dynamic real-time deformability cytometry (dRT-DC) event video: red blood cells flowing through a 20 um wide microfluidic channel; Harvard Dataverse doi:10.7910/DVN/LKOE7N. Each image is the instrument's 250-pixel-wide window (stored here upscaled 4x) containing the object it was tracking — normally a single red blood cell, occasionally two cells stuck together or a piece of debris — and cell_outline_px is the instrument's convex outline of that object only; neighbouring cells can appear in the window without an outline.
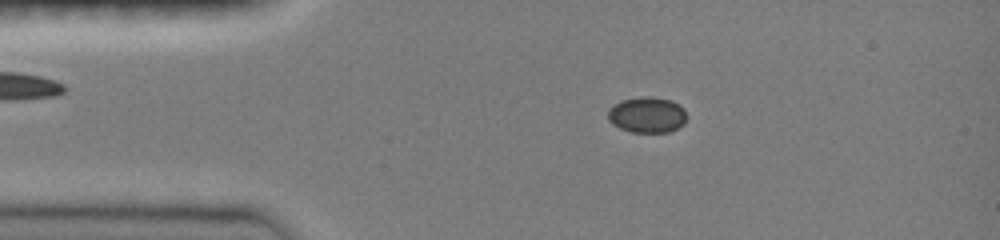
{"species": "common noctule bat (a hibernating species)", "species_latin": "Nyctalus noctula", "temperature_condition": "room temperature", "stored_images_in_passage": 47, "camera_frame_rate_fps": 3000, "um_per_image_px": 0.085, "animal": {"sex": "female", "body_mass_g": 19.0, "forearm_length_mm": 51.5}, "frame": {"image": 1, "passage_image": 9, "time_ms": 2.667, "image_size_px": [1000, 240], "cell_outline_px": [[684, 124], [668, 132], [632, 132], [620, 128], [612, 124], [608, 120], [608, 108], [620, 100], [640, 96], [652, 96], [672, 100], [684, 108]], "centroid_in_image_um": [54.96, 9.74], "position_along_channel_um": 30.0, "area_um2": 16.53}}
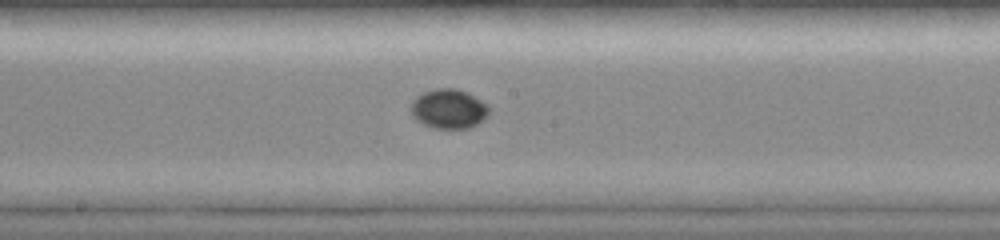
{"frame": {"image": 2, "passage_image": 25, "time_ms": 8.0, "image_size_px": [1000, 240], "cell_outline_px": [[492, 108], [488, 116], [484, 120], [468, 128], [432, 128], [416, 120], [412, 116], [408, 108], [412, 100], [416, 96], [424, 92], [436, 88], [456, 88], [468, 92], [488, 104]], "centroid_in_image_um": [38.14, 9.24], "position_along_channel_um": 210.1, "area_um2": 18.44}}
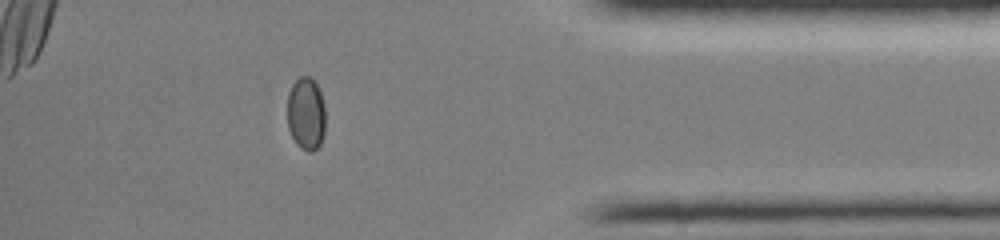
{"frame": {"image": 3, "passage_image": 41, "time_ms": 13.333, "image_size_px": [1000, 240], "cell_outline_px": [[324, 136], [320, 144], [312, 152], [308, 152], [300, 148], [296, 144], [288, 128], [288, 92], [292, 84], [300, 76], [312, 76], [316, 80], [324, 104]], "centroid_in_image_um": [26.02, 9.64], "position_along_channel_um": 409.2, "area_um2": 16.42}}